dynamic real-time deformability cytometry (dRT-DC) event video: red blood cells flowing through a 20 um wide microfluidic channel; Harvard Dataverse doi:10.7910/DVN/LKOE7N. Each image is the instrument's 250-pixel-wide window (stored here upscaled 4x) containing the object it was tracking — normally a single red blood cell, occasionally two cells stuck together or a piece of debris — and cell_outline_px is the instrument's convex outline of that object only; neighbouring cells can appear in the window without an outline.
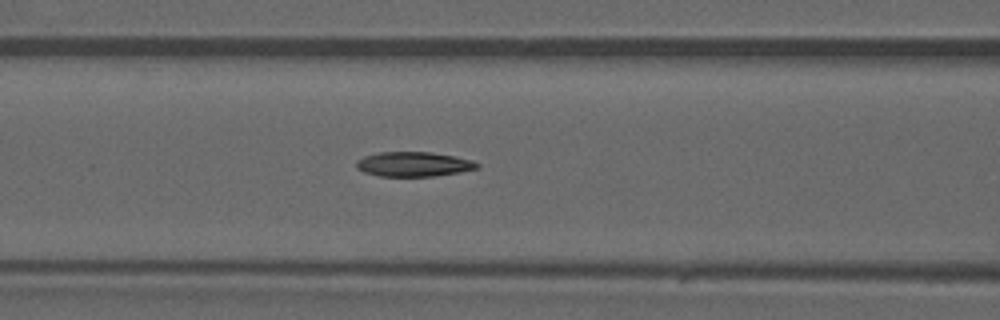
{"species": "common noctule bat (a hibernating species)", "species_latin": "Nyctalus noctula", "temperature_condition": "warm", "stored_images_in_passage": 28, "camera_frame_rate_fps": 3000, "um_per_image_px": 0.085, "animal": {"sex": "male", "forearm_length_mm": 52.5}, "frame": {"image": 1, "passage_image": 19, "time_ms": 6.0, "image_size_px": [1000, 320], "cell_outline_px": [[480, 168], [460, 172], [432, 176], [380, 176], [364, 172], [356, 168], [356, 160], [364, 156], [380, 152], [428, 152], [452, 156], [472, 160], [480, 164]], "centroid_in_image_um": [35.15, 13.96], "position_along_channel_um": 131.5, "area_um2": 17.28}}